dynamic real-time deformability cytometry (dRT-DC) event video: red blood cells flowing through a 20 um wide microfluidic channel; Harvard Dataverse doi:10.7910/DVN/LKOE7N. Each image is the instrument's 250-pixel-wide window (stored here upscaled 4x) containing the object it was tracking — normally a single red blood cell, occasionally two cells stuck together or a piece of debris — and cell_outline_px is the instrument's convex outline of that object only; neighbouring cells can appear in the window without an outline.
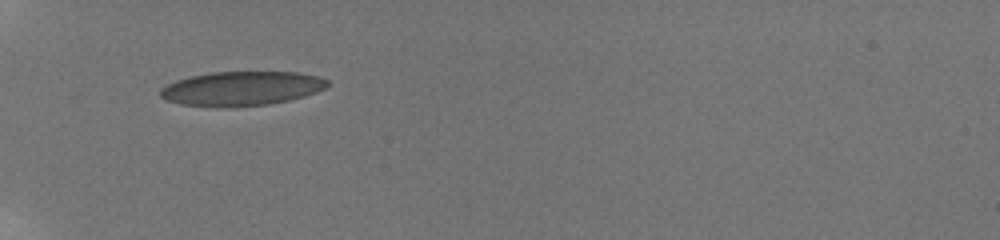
{"species": "human", "species_latin": "Homo sapiens", "temperature_condition": "room temperature", "stored_images_in_passage": 2, "camera_frame_rate_fps": 3000, "um_per_image_px": 0.085, "donor": {"sex": "male"}, "frame": {"image": 1, "passage_image": 1, "time_ms": 0.0, "image_size_px": [1000, 240], "cell_outline_px": [[332, 84], [316, 92], [304, 96], [288, 100], [268, 104], [224, 108], [220, 108], [180, 104], [168, 100], [160, 96], [160, 88], [176, 80], [192, 76], [212, 72], [300, 72], [316, 76], [328, 80]], "centroid_in_image_um": [20.53, 7.53], "position_along_channel_um": 64.5, "area_um2": 33.47}}